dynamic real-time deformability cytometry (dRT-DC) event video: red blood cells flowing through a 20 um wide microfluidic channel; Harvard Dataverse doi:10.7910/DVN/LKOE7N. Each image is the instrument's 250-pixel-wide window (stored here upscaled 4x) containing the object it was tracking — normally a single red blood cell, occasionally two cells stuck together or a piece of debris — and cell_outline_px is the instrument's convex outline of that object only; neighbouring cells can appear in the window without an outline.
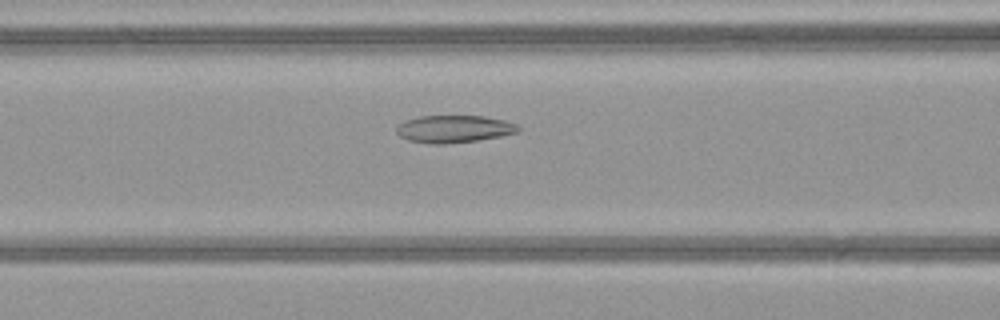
{"species": "common noctule bat (a hibernating species)", "species_latin": "Nyctalus noctula", "temperature_condition": "warm", "stored_images_in_passage": 43, "camera_frame_rate_fps": 3000, "um_per_image_px": 0.085, "animal": {"sex": "female", "body_mass_g": 21.9}, "frame": {"image": 1, "passage_image": 20, "time_ms": 6.333, "image_size_px": [1000, 320], "cell_outline_px": [[520, 128], [516, 132], [500, 136], [476, 140], [444, 144], [428, 144], [408, 140], [400, 136], [396, 132], [396, 128], [400, 124], [408, 120], [420, 116], [484, 116], [504, 120], [516, 124]], "centroid_in_image_um": [38.57, 10.96], "position_along_channel_um": 128.0, "area_um2": 19.19}}
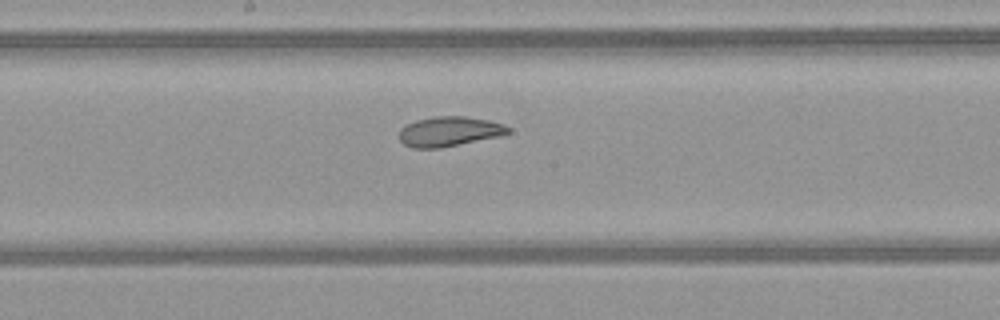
{"frame": {"image": 2, "passage_image": 26, "time_ms": 8.333, "image_size_px": [1000, 320], "cell_outline_px": [[512, 132], [500, 136], [440, 148], [412, 148], [404, 144], [400, 140], [400, 128], [404, 124], [416, 120], [436, 116], [464, 116], [488, 120], [504, 124], [512, 128]], "centroid_in_image_um": [38.2, 11.17], "position_along_channel_um": 210.0, "area_um2": 19.07}}
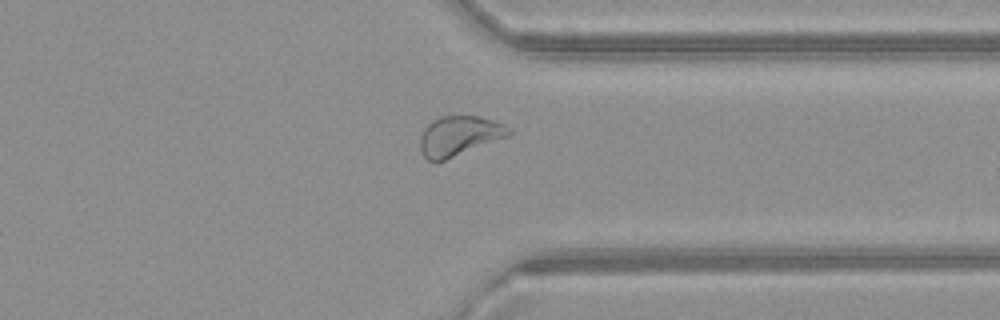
{"frame": {"image": 3, "passage_image": 38, "time_ms": 12.333, "image_size_px": [1000, 320], "cell_outline_px": [[512, 132], [508, 136], [444, 160], [428, 160], [424, 156], [420, 148], [420, 136], [424, 128], [432, 120], [440, 116], [480, 116], [504, 124]], "centroid_in_image_um": [39.01, 11.53], "position_along_channel_um": 372.4, "area_um2": 20.23}}